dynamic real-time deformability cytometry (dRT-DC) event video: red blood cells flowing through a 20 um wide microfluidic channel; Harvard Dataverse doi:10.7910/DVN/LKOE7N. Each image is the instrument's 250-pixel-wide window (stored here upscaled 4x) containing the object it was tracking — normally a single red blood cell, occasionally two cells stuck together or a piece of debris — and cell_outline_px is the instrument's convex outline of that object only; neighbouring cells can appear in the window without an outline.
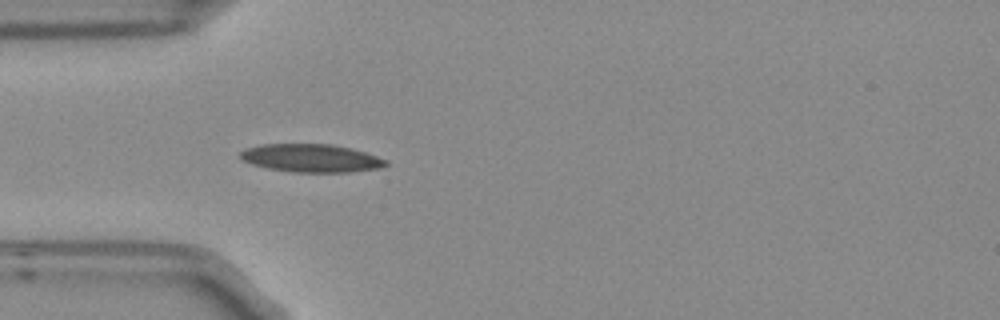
{"species": "Egyptian fruit bat (a non-hibernating species)", "species_latin": "Rousettus aegyptiacus", "temperature_condition": "room temperature", "stored_images_in_passage": 4, "camera_frame_rate_fps": 3000, "um_per_image_px": 0.085, "frame": {"image": 1, "passage_image": 4, "time_ms": 1.0, "image_size_px": [1000, 320], "cell_outline_px": [[388, 164], [384, 168], [348, 172], [292, 172], [268, 168], [252, 164], [240, 160], [240, 152], [244, 148], [260, 144], [332, 144], [352, 148], [388, 160]], "centroid_in_image_um": [26.45, 13.44], "position_along_channel_um": 58.6, "area_um2": 24.04}}